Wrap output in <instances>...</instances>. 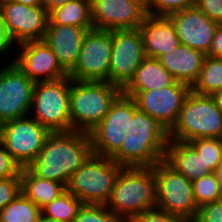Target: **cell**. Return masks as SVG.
Returning <instances> with one entry per match:
<instances>
[{
    "mask_svg": "<svg viewBox=\"0 0 222 222\" xmlns=\"http://www.w3.org/2000/svg\"><path fill=\"white\" fill-rule=\"evenodd\" d=\"M92 153L89 133L50 132L38 157L27 168L40 178L55 180L66 187L71 175Z\"/></svg>",
    "mask_w": 222,
    "mask_h": 222,
    "instance_id": "6da1fadb",
    "label": "cell"
},
{
    "mask_svg": "<svg viewBox=\"0 0 222 222\" xmlns=\"http://www.w3.org/2000/svg\"><path fill=\"white\" fill-rule=\"evenodd\" d=\"M168 130L136 108L120 150L112 157L122 167H153L165 158Z\"/></svg>",
    "mask_w": 222,
    "mask_h": 222,
    "instance_id": "7a4b0ae2",
    "label": "cell"
},
{
    "mask_svg": "<svg viewBox=\"0 0 222 222\" xmlns=\"http://www.w3.org/2000/svg\"><path fill=\"white\" fill-rule=\"evenodd\" d=\"M156 178L152 167H122L106 207L121 220L156 208Z\"/></svg>",
    "mask_w": 222,
    "mask_h": 222,
    "instance_id": "3957f363",
    "label": "cell"
},
{
    "mask_svg": "<svg viewBox=\"0 0 222 222\" xmlns=\"http://www.w3.org/2000/svg\"><path fill=\"white\" fill-rule=\"evenodd\" d=\"M122 88L110 82L77 81L70 83L71 130L89 133L109 112Z\"/></svg>",
    "mask_w": 222,
    "mask_h": 222,
    "instance_id": "277c9868",
    "label": "cell"
},
{
    "mask_svg": "<svg viewBox=\"0 0 222 222\" xmlns=\"http://www.w3.org/2000/svg\"><path fill=\"white\" fill-rule=\"evenodd\" d=\"M168 136L169 140L182 142L205 137L222 139V113L213 96L191 90Z\"/></svg>",
    "mask_w": 222,
    "mask_h": 222,
    "instance_id": "5b68a950",
    "label": "cell"
},
{
    "mask_svg": "<svg viewBox=\"0 0 222 222\" xmlns=\"http://www.w3.org/2000/svg\"><path fill=\"white\" fill-rule=\"evenodd\" d=\"M122 166L92 153L70 177L66 190L83 204L106 205Z\"/></svg>",
    "mask_w": 222,
    "mask_h": 222,
    "instance_id": "8992f818",
    "label": "cell"
},
{
    "mask_svg": "<svg viewBox=\"0 0 222 222\" xmlns=\"http://www.w3.org/2000/svg\"><path fill=\"white\" fill-rule=\"evenodd\" d=\"M69 76L35 83L29 116L50 132L70 131Z\"/></svg>",
    "mask_w": 222,
    "mask_h": 222,
    "instance_id": "52a82bcc",
    "label": "cell"
},
{
    "mask_svg": "<svg viewBox=\"0 0 222 222\" xmlns=\"http://www.w3.org/2000/svg\"><path fill=\"white\" fill-rule=\"evenodd\" d=\"M152 168L156 178V208L193 221L198 206L193 195L192 181L177 172L164 159Z\"/></svg>",
    "mask_w": 222,
    "mask_h": 222,
    "instance_id": "ba28073f",
    "label": "cell"
},
{
    "mask_svg": "<svg viewBox=\"0 0 222 222\" xmlns=\"http://www.w3.org/2000/svg\"><path fill=\"white\" fill-rule=\"evenodd\" d=\"M137 105L132 97L121 93L109 112L89 132L94 154L112 158L121 148Z\"/></svg>",
    "mask_w": 222,
    "mask_h": 222,
    "instance_id": "9c48e42d",
    "label": "cell"
},
{
    "mask_svg": "<svg viewBox=\"0 0 222 222\" xmlns=\"http://www.w3.org/2000/svg\"><path fill=\"white\" fill-rule=\"evenodd\" d=\"M49 133L30 116L0 125V141L22 168L28 167L38 157Z\"/></svg>",
    "mask_w": 222,
    "mask_h": 222,
    "instance_id": "30bf717a",
    "label": "cell"
},
{
    "mask_svg": "<svg viewBox=\"0 0 222 222\" xmlns=\"http://www.w3.org/2000/svg\"><path fill=\"white\" fill-rule=\"evenodd\" d=\"M0 13L5 34L14 50L20 43L44 39L49 22V13L45 7L1 0Z\"/></svg>",
    "mask_w": 222,
    "mask_h": 222,
    "instance_id": "8fae6325",
    "label": "cell"
},
{
    "mask_svg": "<svg viewBox=\"0 0 222 222\" xmlns=\"http://www.w3.org/2000/svg\"><path fill=\"white\" fill-rule=\"evenodd\" d=\"M111 53L112 31L89 30L78 61L68 76L77 81L109 82Z\"/></svg>",
    "mask_w": 222,
    "mask_h": 222,
    "instance_id": "7c38bea8",
    "label": "cell"
},
{
    "mask_svg": "<svg viewBox=\"0 0 222 222\" xmlns=\"http://www.w3.org/2000/svg\"><path fill=\"white\" fill-rule=\"evenodd\" d=\"M5 64L0 67V125L29 116L36 83L13 60Z\"/></svg>",
    "mask_w": 222,
    "mask_h": 222,
    "instance_id": "4fadbf2b",
    "label": "cell"
},
{
    "mask_svg": "<svg viewBox=\"0 0 222 222\" xmlns=\"http://www.w3.org/2000/svg\"><path fill=\"white\" fill-rule=\"evenodd\" d=\"M191 87L177 81L174 85L148 91H122L132 97L137 108L157 120L168 131L175 124Z\"/></svg>",
    "mask_w": 222,
    "mask_h": 222,
    "instance_id": "5bb4252c",
    "label": "cell"
},
{
    "mask_svg": "<svg viewBox=\"0 0 222 222\" xmlns=\"http://www.w3.org/2000/svg\"><path fill=\"white\" fill-rule=\"evenodd\" d=\"M146 58L139 29L112 30L109 82L123 88Z\"/></svg>",
    "mask_w": 222,
    "mask_h": 222,
    "instance_id": "9a60e30c",
    "label": "cell"
},
{
    "mask_svg": "<svg viewBox=\"0 0 222 222\" xmlns=\"http://www.w3.org/2000/svg\"><path fill=\"white\" fill-rule=\"evenodd\" d=\"M16 47L19 50L14 51L13 62L34 82L54 81L68 76L44 40L23 42Z\"/></svg>",
    "mask_w": 222,
    "mask_h": 222,
    "instance_id": "2e32d148",
    "label": "cell"
},
{
    "mask_svg": "<svg viewBox=\"0 0 222 222\" xmlns=\"http://www.w3.org/2000/svg\"><path fill=\"white\" fill-rule=\"evenodd\" d=\"M92 22L98 30L138 29L146 8L136 0H91Z\"/></svg>",
    "mask_w": 222,
    "mask_h": 222,
    "instance_id": "e0dca14e",
    "label": "cell"
},
{
    "mask_svg": "<svg viewBox=\"0 0 222 222\" xmlns=\"http://www.w3.org/2000/svg\"><path fill=\"white\" fill-rule=\"evenodd\" d=\"M175 27L181 44L205 54L213 42L218 23L210 20L197 6L167 16Z\"/></svg>",
    "mask_w": 222,
    "mask_h": 222,
    "instance_id": "ac0fdd59",
    "label": "cell"
},
{
    "mask_svg": "<svg viewBox=\"0 0 222 222\" xmlns=\"http://www.w3.org/2000/svg\"><path fill=\"white\" fill-rule=\"evenodd\" d=\"M89 30L69 25H48L44 41L52 49L61 68L69 74L75 67L84 38Z\"/></svg>",
    "mask_w": 222,
    "mask_h": 222,
    "instance_id": "d6986e66",
    "label": "cell"
},
{
    "mask_svg": "<svg viewBox=\"0 0 222 222\" xmlns=\"http://www.w3.org/2000/svg\"><path fill=\"white\" fill-rule=\"evenodd\" d=\"M138 29L148 58L158 59L163 54L174 51L180 44L175 27L167 16L147 15Z\"/></svg>",
    "mask_w": 222,
    "mask_h": 222,
    "instance_id": "ffe728a7",
    "label": "cell"
},
{
    "mask_svg": "<svg viewBox=\"0 0 222 222\" xmlns=\"http://www.w3.org/2000/svg\"><path fill=\"white\" fill-rule=\"evenodd\" d=\"M205 57L204 52L180 43L174 51L163 54L158 60L177 81L192 87L200 75Z\"/></svg>",
    "mask_w": 222,
    "mask_h": 222,
    "instance_id": "44dd1931",
    "label": "cell"
},
{
    "mask_svg": "<svg viewBox=\"0 0 222 222\" xmlns=\"http://www.w3.org/2000/svg\"><path fill=\"white\" fill-rule=\"evenodd\" d=\"M164 160L190 181L212 173L201 154L188 142L169 140Z\"/></svg>",
    "mask_w": 222,
    "mask_h": 222,
    "instance_id": "7402d4cb",
    "label": "cell"
},
{
    "mask_svg": "<svg viewBox=\"0 0 222 222\" xmlns=\"http://www.w3.org/2000/svg\"><path fill=\"white\" fill-rule=\"evenodd\" d=\"M177 80L158 59L146 57L122 91H148L174 85Z\"/></svg>",
    "mask_w": 222,
    "mask_h": 222,
    "instance_id": "603a6c76",
    "label": "cell"
},
{
    "mask_svg": "<svg viewBox=\"0 0 222 222\" xmlns=\"http://www.w3.org/2000/svg\"><path fill=\"white\" fill-rule=\"evenodd\" d=\"M20 180L21 192L40 209L66 190L62 183L40 178L27 167L21 169Z\"/></svg>",
    "mask_w": 222,
    "mask_h": 222,
    "instance_id": "cb8c5ba5",
    "label": "cell"
},
{
    "mask_svg": "<svg viewBox=\"0 0 222 222\" xmlns=\"http://www.w3.org/2000/svg\"><path fill=\"white\" fill-rule=\"evenodd\" d=\"M48 25H69L94 29L91 0H72L49 13Z\"/></svg>",
    "mask_w": 222,
    "mask_h": 222,
    "instance_id": "d4e9b609",
    "label": "cell"
},
{
    "mask_svg": "<svg viewBox=\"0 0 222 222\" xmlns=\"http://www.w3.org/2000/svg\"><path fill=\"white\" fill-rule=\"evenodd\" d=\"M83 203L65 190L41 208V220L48 222H73Z\"/></svg>",
    "mask_w": 222,
    "mask_h": 222,
    "instance_id": "484cf974",
    "label": "cell"
},
{
    "mask_svg": "<svg viewBox=\"0 0 222 222\" xmlns=\"http://www.w3.org/2000/svg\"><path fill=\"white\" fill-rule=\"evenodd\" d=\"M191 90L209 96L222 91V58L205 57L200 75Z\"/></svg>",
    "mask_w": 222,
    "mask_h": 222,
    "instance_id": "4316f807",
    "label": "cell"
},
{
    "mask_svg": "<svg viewBox=\"0 0 222 222\" xmlns=\"http://www.w3.org/2000/svg\"><path fill=\"white\" fill-rule=\"evenodd\" d=\"M41 221V209L22 192L0 211V222Z\"/></svg>",
    "mask_w": 222,
    "mask_h": 222,
    "instance_id": "83f0119b",
    "label": "cell"
},
{
    "mask_svg": "<svg viewBox=\"0 0 222 222\" xmlns=\"http://www.w3.org/2000/svg\"><path fill=\"white\" fill-rule=\"evenodd\" d=\"M192 186L194 199L198 208L222 200V192L215 172L192 181Z\"/></svg>",
    "mask_w": 222,
    "mask_h": 222,
    "instance_id": "f1b7e54d",
    "label": "cell"
},
{
    "mask_svg": "<svg viewBox=\"0 0 222 222\" xmlns=\"http://www.w3.org/2000/svg\"><path fill=\"white\" fill-rule=\"evenodd\" d=\"M205 161V165L215 172L222 157V139L218 138H197L188 142Z\"/></svg>",
    "mask_w": 222,
    "mask_h": 222,
    "instance_id": "f546056e",
    "label": "cell"
},
{
    "mask_svg": "<svg viewBox=\"0 0 222 222\" xmlns=\"http://www.w3.org/2000/svg\"><path fill=\"white\" fill-rule=\"evenodd\" d=\"M73 222H123L106 205L83 204Z\"/></svg>",
    "mask_w": 222,
    "mask_h": 222,
    "instance_id": "4dcf8cb0",
    "label": "cell"
},
{
    "mask_svg": "<svg viewBox=\"0 0 222 222\" xmlns=\"http://www.w3.org/2000/svg\"><path fill=\"white\" fill-rule=\"evenodd\" d=\"M194 6H196V0H149L146 11L152 16H169L174 12Z\"/></svg>",
    "mask_w": 222,
    "mask_h": 222,
    "instance_id": "1f68e13d",
    "label": "cell"
},
{
    "mask_svg": "<svg viewBox=\"0 0 222 222\" xmlns=\"http://www.w3.org/2000/svg\"><path fill=\"white\" fill-rule=\"evenodd\" d=\"M133 222H192L191 220L165 212L164 210L154 208L150 210H145L144 212L137 215Z\"/></svg>",
    "mask_w": 222,
    "mask_h": 222,
    "instance_id": "d6a6232c",
    "label": "cell"
},
{
    "mask_svg": "<svg viewBox=\"0 0 222 222\" xmlns=\"http://www.w3.org/2000/svg\"><path fill=\"white\" fill-rule=\"evenodd\" d=\"M21 192L20 177L0 179V211Z\"/></svg>",
    "mask_w": 222,
    "mask_h": 222,
    "instance_id": "836d02e7",
    "label": "cell"
},
{
    "mask_svg": "<svg viewBox=\"0 0 222 222\" xmlns=\"http://www.w3.org/2000/svg\"><path fill=\"white\" fill-rule=\"evenodd\" d=\"M22 167L13 159L0 141V179L20 177Z\"/></svg>",
    "mask_w": 222,
    "mask_h": 222,
    "instance_id": "e575fe53",
    "label": "cell"
},
{
    "mask_svg": "<svg viewBox=\"0 0 222 222\" xmlns=\"http://www.w3.org/2000/svg\"><path fill=\"white\" fill-rule=\"evenodd\" d=\"M192 222H222V200L199 207Z\"/></svg>",
    "mask_w": 222,
    "mask_h": 222,
    "instance_id": "d590c367",
    "label": "cell"
},
{
    "mask_svg": "<svg viewBox=\"0 0 222 222\" xmlns=\"http://www.w3.org/2000/svg\"><path fill=\"white\" fill-rule=\"evenodd\" d=\"M196 6L210 20L222 24V0H196Z\"/></svg>",
    "mask_w": 222,
    "mask_h": 222,
    "instance_id": "8d00e7d4",
    "label": "cell"
},
{
    "mask_svg": "<svg viewBox=\"0 0 222 222\" xmlns=\"http://www.w3.org/2000/svg\"><path fill=\"white\" fill-rule=\"evenodd\" d=\"M206 57L222 58V24H218Z\"/></svg>",
    "mask_w": 222,
    "mask_h": 222,
    "instance_id": "74e56055",
    "label": "cell"
},
{
    "mask_svg": "<svg viewBox=\"0 0 222 222\" xmlns=\"http://www.w3.org/2000/svg\"><path fill=\"white\" fill-rule=\"evenodd\" d=\"M14 49V46L10 43V41L8 40L5 31H4V25H3V21H2V17H1V13H0V57L1 60L5 56V54H12L11 51ZM10 50V51H9Z\"/></svg>",
    "mask_w": 222,
    "mask_h": 222,
    "instance_id": "f35d334b",
    "label": "cell"
},
{
    "mask_svg": "<svg viewBox=\"0 0 222 222\" xmlns=\"http://www.w3.org/2000/svg\"><path fill=\"white\" fill-rule=\"evenodd\" d=\"M43 1L45 9L48 11V13H50L52 10L60 6H63L64 4L72 0H43Z\"/></svg>",
    "mask_w": 222,
    "mask_h": 222,
    "instance_id": "ab89813d",
    "label": "cell"
},
{
    "mask_svg": "<svg viewBox=\"0 0 222 222\" xmlns=\"http://www.w3.org/2000/svg\"><path fill=\"white\" fill-rule=\"evenodd\" d=\"M31 7H44L43 0H11Z\"/></svg>",
    "mask_w": 222,
    "mask_h": 222,
    "instance_id": "60d3db41",
    "label": "cell"
},
{
    "mask_svg": "<svg viewBox=\"0 0 222 222\" xmlns=\"http://www.w3.org/2000/svg\"><path fill=\"white\" fill-rule=\"evenodd\" d=\"M215 174H216V177H217V180H218L220 190L222 192V157H221V160L219 162L218 168L215 171Z\"/></svg>",
    "mask_w": 222,
    "mask_h": 222,
    "instance_id": "b9f144b4",
    "label": "cell"
},
{
    "mask_svg": "<svg viewBox=\"0 0 222 222\" xmlns=\"http://www.w3.org/2000/svg\"><path fill=\"white\" fill-rule=\"evenodd\" d=\"M213 98L215 99L218 109L221 111L222 113V91L215 93L213 95Z\"/></svg>",
    "mask_w": 222,
    "mask_h": 222,
    "instance_id": "7bdbcfd3",
    "label": "cell"
},
{
    "mask_svg": "<svg viewBox=\"0 0 222 222\" xmlns=\"http://www.w3.org/2000/svg\"><path fill=\"white\" fill-rule=\"evenodd\" d=\"M136 1L140 2L146 8L149 0H136Z\"/></svg>",
    "mask_w": 222,
    "mask_h": 222,
    "instance_id": "ee69618b",
    "label": "cell"
},
{
    "mask_svg": "<svg viewBox=\"0 0 222 222\" xmlns=\"http://www.w3.org/2000/svg\"><path fill=\"white\" fill-rule=\"evenodd\" d=\"M123 222H133L132 220H124Z\"/></svg>",
    "mask_w": 222,
    "mask_h": 222,
    "instance_id": "f6af8a7d",
    "label": "cell"
}]
</instances>
